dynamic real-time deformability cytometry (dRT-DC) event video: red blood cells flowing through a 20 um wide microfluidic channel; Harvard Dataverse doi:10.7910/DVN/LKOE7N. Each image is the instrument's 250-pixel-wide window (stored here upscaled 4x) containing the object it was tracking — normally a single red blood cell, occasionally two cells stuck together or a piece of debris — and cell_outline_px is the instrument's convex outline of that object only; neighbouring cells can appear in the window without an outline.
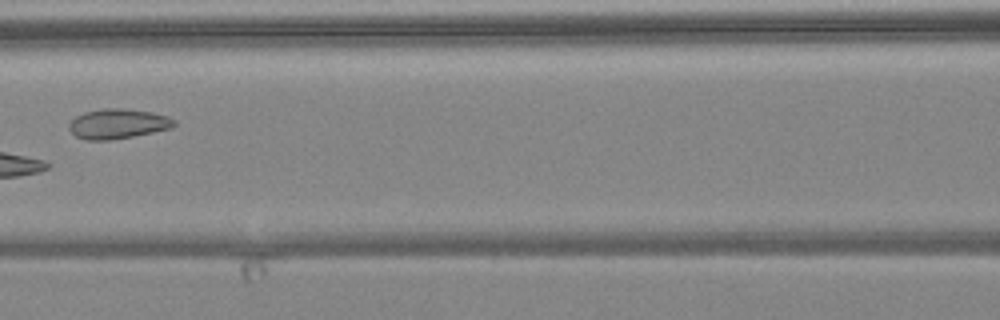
{"species": "common noctule bat (a hibernating species)", "species_latin": "Nyctalus noctula", "temperature_condition": "warm", "stored_images_in_passage": 5, "camera_frame_rate_fps": 3000, "um_per_image_px": 0.085, "animal": {"sex": "female", "body_mass_g": 24.6, "forearm_length_mm": 56.2}, "frame": {"image": 1, "passage_image": 5, "time_ms": 4.667, "image_size_px": [1000, 320], "cell_outline_px": [[176, 124], [172, 128], [112, 140], [84, 140], [76, 136], [68, 128], [68, 124], [76, 116], [84, 112], [104, 108], [124, 108], [152, 112], [168, 116], [176, 120]], "centroid_in_image_um": [10.02, 10.52], "position_along_channel_um": 156.6, "area_um2": 18.38}}